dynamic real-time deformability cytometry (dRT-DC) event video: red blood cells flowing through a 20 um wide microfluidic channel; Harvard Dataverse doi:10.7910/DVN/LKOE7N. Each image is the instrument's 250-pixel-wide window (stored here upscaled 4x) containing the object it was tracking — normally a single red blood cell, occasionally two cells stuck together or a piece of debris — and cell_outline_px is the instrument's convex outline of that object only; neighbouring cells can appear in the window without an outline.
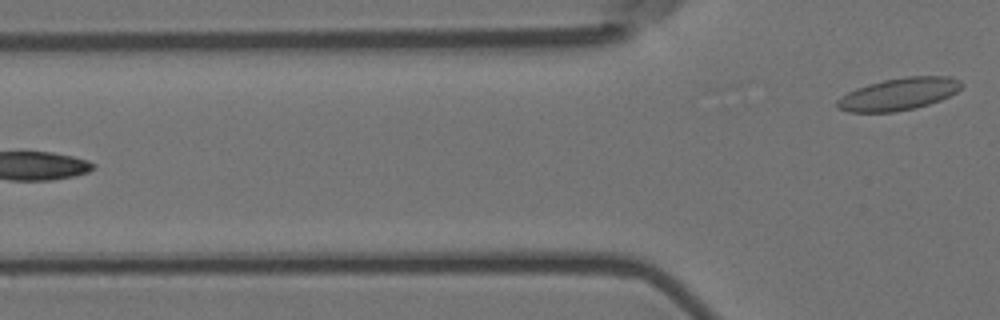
{"species": "Egyptian fruit bat (a non-hibernating species)", "species_latin": "Rousettus aegyptiacus", "temperature_condition": "room temperature", "stored_images_in_passage": 5, "camera_frame_rate_fps": 3000, "um_per_image_px": 0.085, "animal": {"sex": "female"}, "frame": {"image": 1, "passage_image": 5, "time_ms": 1.333, "image_size_px": [1000, 320], "cell_outline_px": [[964, 84], [956, 92], [940, 100], [916, 108], [896, 112], [848, 112], [836, 108], [836, 100], [848, 92], [856, 88], [868, 84], [884, 80], [904, 76], [948, 76], [960, 80]], "centroid_in_image_um": [76.38, 7.99], "position_along_channel_um": 49.4, "area_um2": 23.47}}